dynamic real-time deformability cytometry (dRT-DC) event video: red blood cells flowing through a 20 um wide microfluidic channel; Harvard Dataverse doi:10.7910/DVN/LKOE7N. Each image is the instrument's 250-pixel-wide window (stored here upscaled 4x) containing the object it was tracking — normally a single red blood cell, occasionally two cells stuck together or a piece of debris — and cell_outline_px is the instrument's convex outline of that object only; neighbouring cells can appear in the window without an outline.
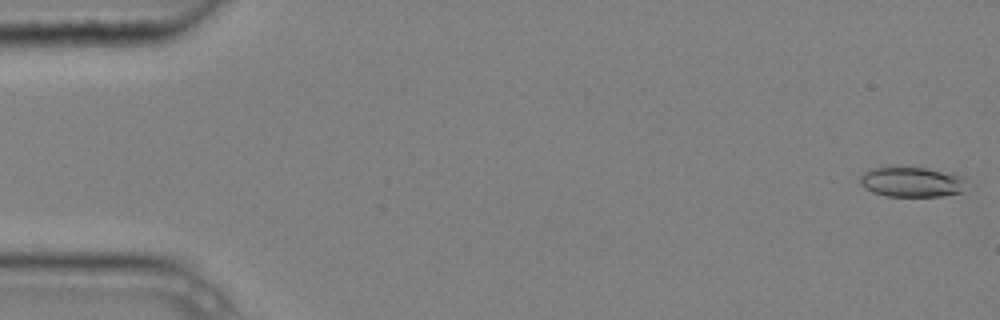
{"species": "common noctule bat (a hibernating species)", "species_latin": "Nyctalus noctula", "temperature_condition": "cold", "stored_images_in_passage": 6, "camera_frame_rate_fps": 3000, "um_per_image_px": 0.085, "animal": {"sex": "male", "body_mass_g": 20.4}, "frame": {"image": 1, "passage_image": 1, "time_ms": 0.0, "image_size_px": [1000, 320], "cell_outline_px": [[968, 180], [964, 192], [940, 196], [888, 196], [872, 192], [864, 188], [860, 184], [860, 176], [864, 172], [872, 168], [896, 164], [900, 164], [956, 172], [964, 176]], "centroid_in_image_um": [77.55, 15.41], "position_along_channel_um": 7.4, "area_um2": 19.88}}
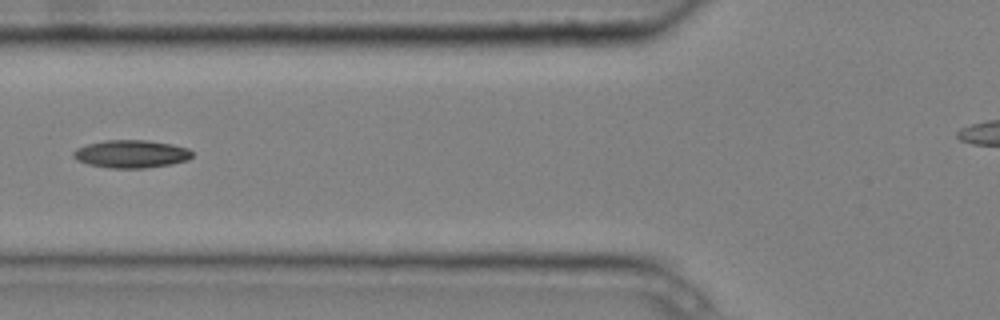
{"frame": {"image": 2, "passage_image": 6, "time_ms": 1.667, "image_size_px": [1000, 320], "cell_outline_px": [[192, 156], [188, 160], [172, 164], [144, 168], [108, 168], [88, 164], [76, 160], [72, 156], [72, 152], [76, 148], [88, 144], [104, 140], [148, 140], [172, 144], [188, 148], [192, 152]], "centroid_in_image_um": [11.14, 13.08], "position_along_channel_um": 114.7, "area_um2": 19.42}}